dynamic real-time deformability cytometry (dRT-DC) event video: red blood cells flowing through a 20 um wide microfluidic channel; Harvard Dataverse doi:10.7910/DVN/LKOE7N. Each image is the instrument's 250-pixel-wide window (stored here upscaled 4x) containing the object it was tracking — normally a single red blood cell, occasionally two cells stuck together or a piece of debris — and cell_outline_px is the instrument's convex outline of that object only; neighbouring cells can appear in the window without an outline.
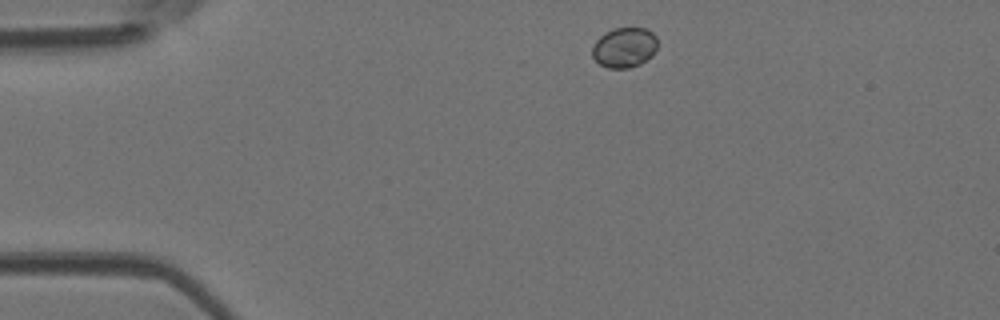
{"species": "Egyptian fruit bat (a non-hibernating species)", "species_latin": "Rousettus aegyptiacus", "temperature_condition": "room temperature", "stored_images_in_passage": 4, "camera_frame_rate_fps": 3000, "um_per_image_px": 0.085, "animal": {"sex": "female"}, "frame": {"image": 1, "passage_image": 1, "time_ms": 0.0, "image_size_px": [1000, 320], "cell_outline_px": [[656, 48], [652, 56], [640, 64], [628, 68], [608, 68], [600, 64], [592, 56], [592, 48], [596, 40], [604, 32], [616, 28], [648, 28], [656, 36]], "centroid_in_image_um": [53.07, 4.03], "position_along_channel_um": 31.9, "area_um2": 15.26}}
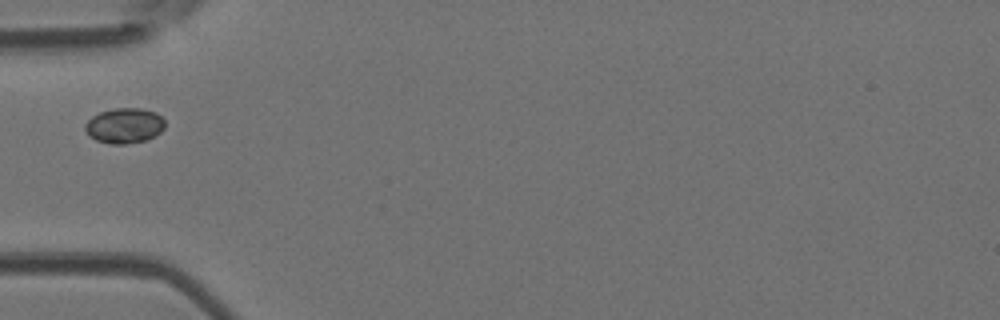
{"frame": {"image": 2, "passage_image": 3, "time_ms": 0.667, "image_size_px": [1000, 320], "cell_outline_px": [[164, 128], [160, 132], [144, 140], [124, 144], [112, 144], [96, 140], [88, 136], [84, 128], [84, 124], [92, 116], [100, 112], [116, 108], [140, 108], [156, 112], [164, 120]], "centroid_in_image_um": [10.54, 10.67], "position_along_channel_um": 74.5, "area_um2": 16.3}}
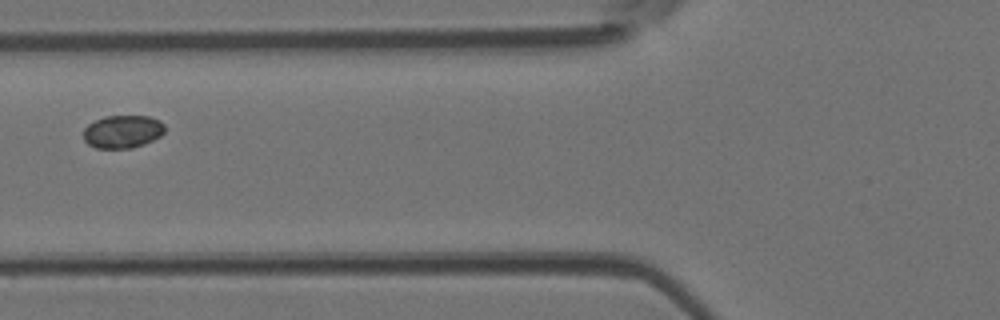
{"frame": {"image": 3, "passage_image": 4, "time_ms": 1.0, "image_size_px": [1000, 320], "cell_outline_px": [[164, 132], [160, 136], [144, 144], [132, 148], [96, 148], [88, 144], [84, 140], [84, 128], [88, 124], [104, 116], [148, 116], [160, 120], [164, 124]], "centroid_in_image_um": [10.42, 11.18], "position_along_channel_um": 115.4, "area_um2": 15.61}}